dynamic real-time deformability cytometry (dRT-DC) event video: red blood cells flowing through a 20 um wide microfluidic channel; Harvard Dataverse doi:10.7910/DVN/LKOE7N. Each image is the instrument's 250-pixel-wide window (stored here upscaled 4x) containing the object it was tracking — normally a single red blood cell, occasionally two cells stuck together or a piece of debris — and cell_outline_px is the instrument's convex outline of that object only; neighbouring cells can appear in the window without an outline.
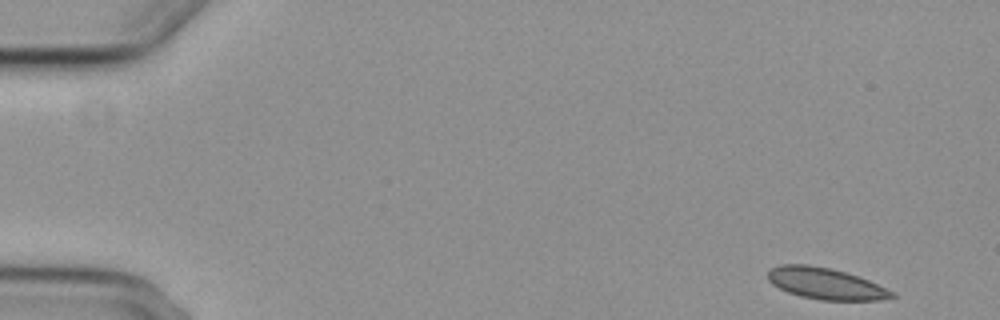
{"species": "common noctule bat (a hibernating species)", "species_latin": "Nyctalus noctula", "temperature_condition": "cold", "stored_images_in_passage": 53, "camera_frame_rate_fps": 3000, "um_per_image_px": 0.085, "animal": {"sex": "female", "body_mass_g": 29.2, "forearm_length_mm": 56.3}, "frame": {"image": 1, "passage_image": 1, "time_ms": 0.0, "image_size_px": [1000, 320], "cell_outline_px": [[896, 296], [880, 300], [820, 300], [800, 296], [788, 292], [772, 284], [768, 280], [768, 268], [780, 264], [808, 264], [828, 268], [860, 276], [896, 292]], "centroid_in_image_um": [70.18, 24.1], "position_along_channel_um": 14.8, "area_um2": 22.83}}
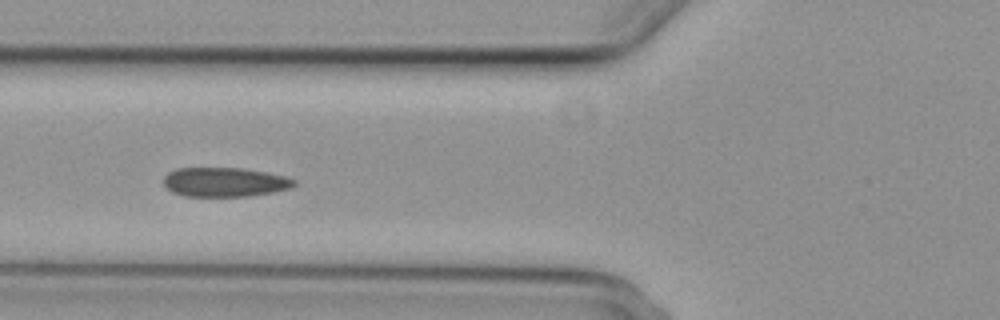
{"frame": {"image": 2, "passage_image": 19, "time_ms": 6.0, "image_size_px": [1000, 320], "cell_outline_px": [[296, 184], [292, 188], [272, 192], [248, 196], [184, 196], [172, 192], [164, 184], [164, 176], [168, 172], [176, 168], [240, 168], [264, 172], [284, 176], [296, 180]], "centroid_in_image_um": [19.09, 15.48], "position_along_channel_um": 106.7, "area_um2": 22.2}}
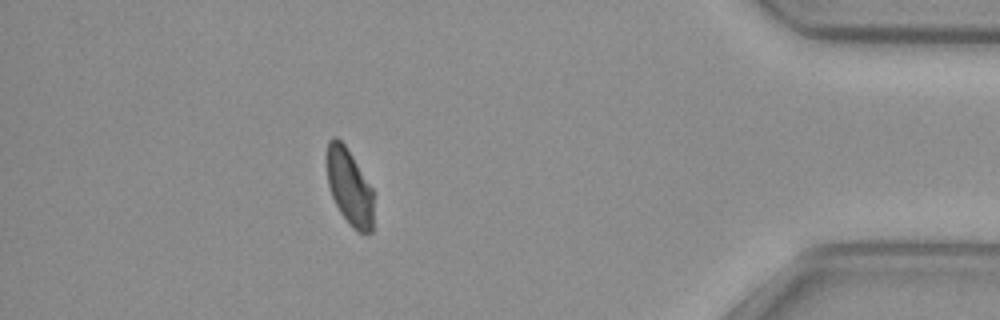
{"frame": {"image": 3, "passage_image": 47, "time_ms": 15.333, "image_size_px": [1000, 320], "cell_outline_px": [[372, 232], [356, 232], [352, 228], [340, 212], [332, 196], [328, 184], [324, 160], [328, 140], [332, 136], [336, 136], [344, 144], [352, 156], [372, 188]], "centroid_in_image_um": [29.64, 15.84], "position_along_channel_um": 405.6, "area_um2": 20.92}, "authors_computed_cell_mechanics": {"area_um2": 23.0622, "velocity_mm_per_s": 3.691, "shape_relaxation_time_tau1_ms": null, "shape_relaxation_time_tau2_ms": 1.4702, "deformation_change_tau1": null, "deformation_change_tau2": 0.056}}